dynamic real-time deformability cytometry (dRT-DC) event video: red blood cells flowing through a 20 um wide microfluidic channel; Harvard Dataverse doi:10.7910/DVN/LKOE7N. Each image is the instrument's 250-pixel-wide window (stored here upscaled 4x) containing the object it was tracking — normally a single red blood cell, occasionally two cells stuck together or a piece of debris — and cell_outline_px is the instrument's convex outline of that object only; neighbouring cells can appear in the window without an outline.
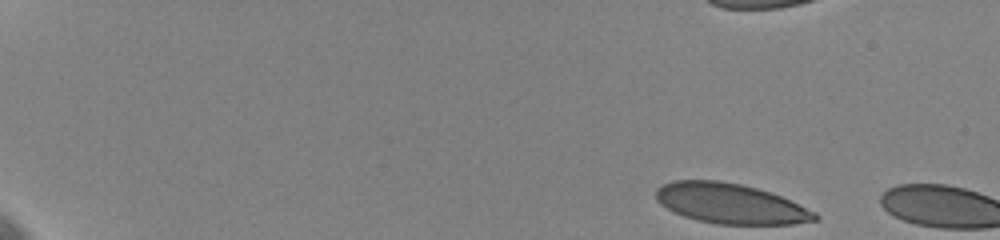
{"species": "human", "species_latin": "Homo sapiens", "temperature_condition": "cold", "stored_images_in_passage": 3, "camera_frame_rate_fps": 3000, "um_per_image_px": 0.085, "donor": {"sex": "female"}, "frame": {"image": 1, "passage_image": 1, "time_ms": 0.0, "image_size_px": [1000, 240], "cell_outline_px": [[820, 220], [792, 224], [716, 224], [696, 220], [684, 216], [660, 204], [656, 200], [656, 188], [672, 180], [720, 180], [740, 184], [756, 188], [780, 196], [816, 212], [820, 216]], "centroid_in_image_um": [62.09, 17.3], "position_along_channel_um": 22.9, "area_um2": 37.11}}